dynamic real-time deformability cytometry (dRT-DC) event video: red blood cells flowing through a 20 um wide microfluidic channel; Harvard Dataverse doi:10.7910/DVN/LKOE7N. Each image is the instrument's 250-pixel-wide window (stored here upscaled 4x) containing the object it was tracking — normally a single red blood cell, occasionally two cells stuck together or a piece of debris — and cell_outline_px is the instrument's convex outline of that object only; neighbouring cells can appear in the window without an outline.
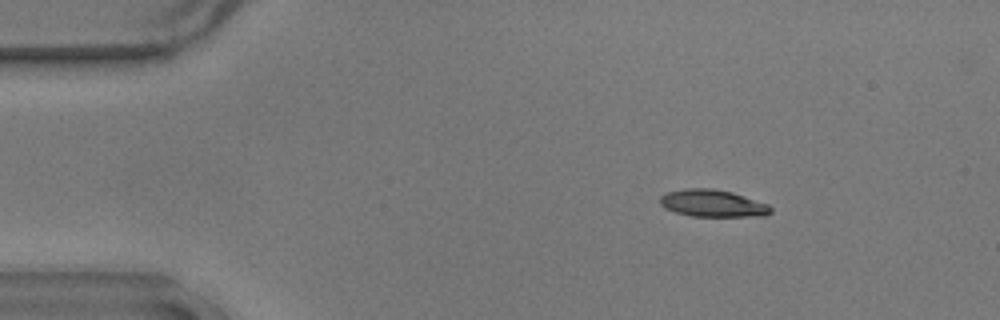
{"species": "common noctule bat (a hibernating species)", "species_latin": "Nyctalus noctula", "temperature_condition": "warm", "stored_images_in_passage": 9, "camera_frame_rate_fps": 3000, "um_per_image_px": 0.085, "animal": {"sex": "male", "body_mass_g": 17.9}, "frame": {"image": 1, "passage_image": 2, "time_ms": 0.333, "image_size_px": [1000, 320], "cell_outline_px": [[772, 212], [764, 216], [692, 216], [676, 212], [664, 208], [660, 204], [660, 196], [668, 192], [684, 188], [712, 188], [732, 192], [768, 204], [772, 208]], "centroid_in_image_um": [60.57, 17.28], "position_along_channel_um": 24.4, "area_um2": 17.51}}